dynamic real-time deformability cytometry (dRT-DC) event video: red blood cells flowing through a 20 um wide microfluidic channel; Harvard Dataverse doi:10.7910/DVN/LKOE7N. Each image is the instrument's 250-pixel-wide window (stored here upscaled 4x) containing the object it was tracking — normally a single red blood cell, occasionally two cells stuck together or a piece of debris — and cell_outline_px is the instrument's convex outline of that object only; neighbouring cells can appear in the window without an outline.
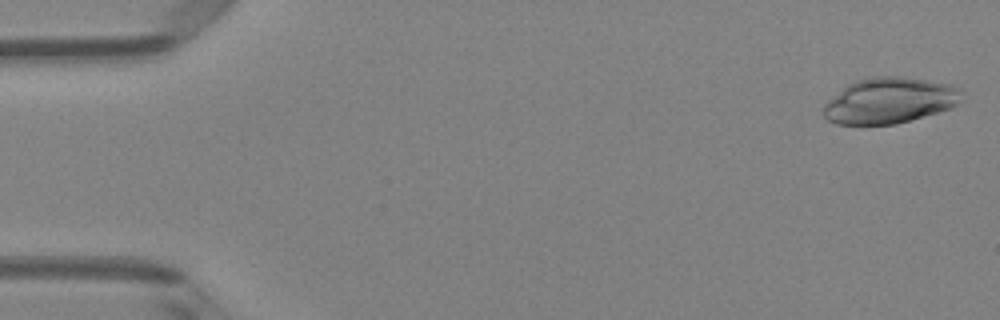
{"species": "Egyptian fruit bat (a non-hibernating species)", "species_latin": "Rousettus aegyptiacus", "temperature_condition": "room temperature", "stored_images_in_passage": 49, "camera_frame_rate_fps": 3000, "um_per_image_px": 0.085, "animal": {"sex": "female"}, "frame": {"image": 1, "passage_image": 1, "time_ms": 0.0, "image_size_px": [1000, 320], "cell_outline_px": [[964, 92], [960, 104], [936, 112], [896, 124], [836, 124], [828, 120], [824, 116], [824, 104], [828, 100], [848, 84], [856, 80], [868, 76], [904, 76], [948, 84], [960, 88]], "centroid_in_image_um": [75.62, 8.53], "position_along_channel_um": 9.4, "area_um2": 36.88}}
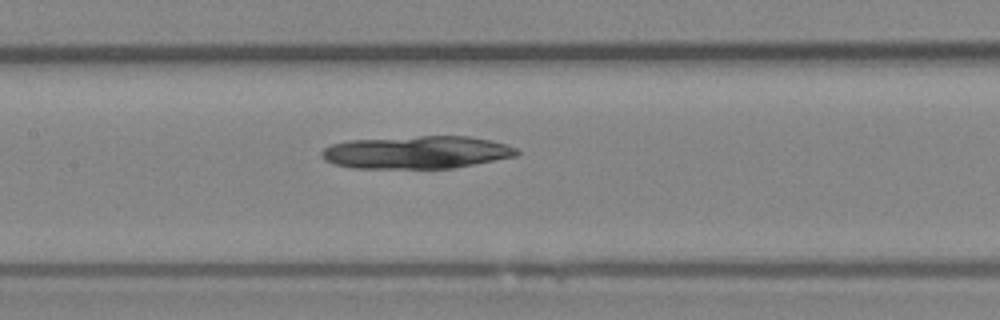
{"frame": {"image": 2, "passage_image": 23, "time_ms": 7.333, "image_size_px": [1000, 320], "cell_outline_px": [[520, 152], [516, 156], [452, 168], [352, 168], [332, 164], [324, 160], [320, 156], [320, 152], [324, 148], [332, 144], [348, 140], [420, 136], [468, 136], [488, 140], [504, 144], [516, 148]], "centroid_in_image_um": [35.35, 12.95], "position_along_channel_um": 172.0, "area_um2": 37.17}}
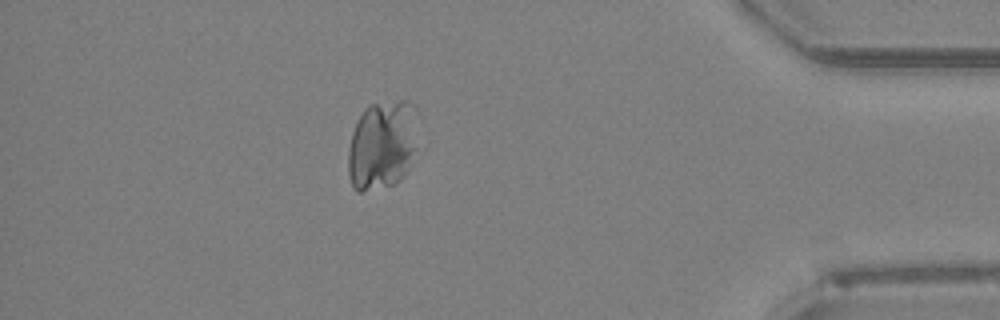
{"frame": {"image": 3, "passage_image": 43, "time_ms": 14.0, "image_size_px": [1000, 320], "cell_outline_px": [[416, 148], [408, 168], [404, 176], [396, 184], [360, 192], [356, 192], [352, 188], [348, 176], [348, 148], [352, 132], [356, 120], [364, 108], [368, 104], [400, 100], [408, 100], [416, 108]], "centroid_in_image_um": [32.46, 12.32], "position_along_channel_um": 402.7, "area_um2": 36.99}}